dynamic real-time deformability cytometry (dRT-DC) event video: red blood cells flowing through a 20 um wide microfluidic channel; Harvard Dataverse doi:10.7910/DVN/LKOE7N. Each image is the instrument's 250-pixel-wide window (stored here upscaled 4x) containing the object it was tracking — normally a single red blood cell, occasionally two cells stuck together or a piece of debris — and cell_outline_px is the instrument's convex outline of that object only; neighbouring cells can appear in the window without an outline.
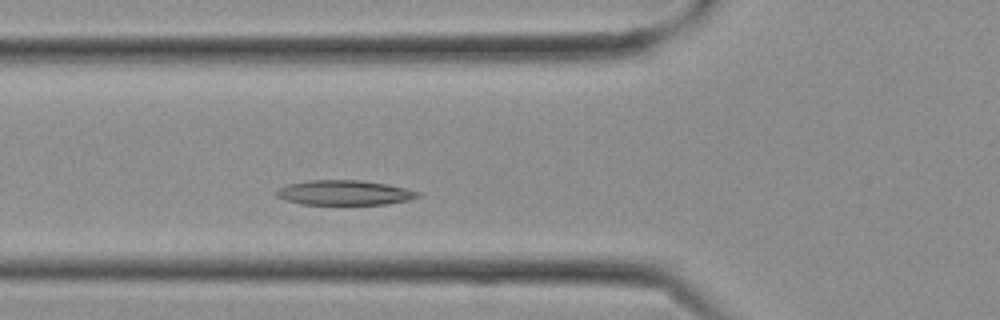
{"species": "Egyptian fruit bat (a non-hibernating species)", "species_latin": "Rousettus aegyptiacus", "temperature_condition": "cold", "stored_images_in_passage": 5, "camera_frame_rate_fps": 3000, "um_per_image_px": 0.085, "frame": {"image": 1, "passage_image": 5, "time_ms": 1.333, "image_size_px": [1000, 320], "cell_outline_px": [[420, 196], [408, 200], [388, 204], [300, 204], [284, 200], [276, 196], [272, 192], [276, 188], [288, 184], [308, 180], [360, 180], [388, 184], [420, 192]], "centroid_in_image_um": [29.2, 16.37], "position_along_channel_um": 96.6, "area_um2": 20.63}}